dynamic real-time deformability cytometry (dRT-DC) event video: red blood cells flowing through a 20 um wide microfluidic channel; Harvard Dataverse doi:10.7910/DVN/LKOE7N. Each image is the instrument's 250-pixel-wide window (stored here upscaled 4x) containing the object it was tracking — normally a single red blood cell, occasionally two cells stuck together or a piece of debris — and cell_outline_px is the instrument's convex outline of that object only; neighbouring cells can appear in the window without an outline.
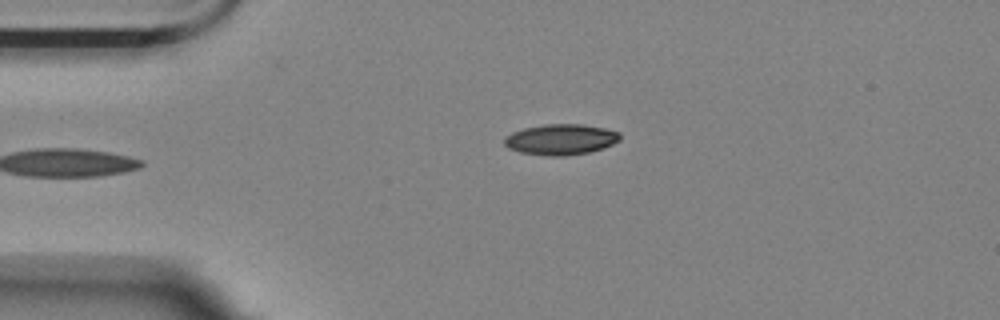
{"species": "Egyptian fruit bat (a non-hibernating species)", "species_latin": "Rousettus aegyptiacus", "temperature_condition": "room temperature", "stored_images_in_passage": 2, "camera_frame_rate_fps": 3000, "um_per_image_px": 0.085, "animal": {"sex": "female"}, "frame": {"image": 1, "passage_image": 2, "time_ms": 0.333, "image_size_px": [1000, 320], "cell_outline_px": [[620, 140], [604, 148], [588, 152], [564, 156], [552, 156], [520, 152], [508, 148], [504, 144], [504, 136], [512, 132], [524, 128], [544, 124], [584, 124], [604, 128], [620, 132]], "centroid_in_image_um": [47.66, 11.84], "position_along_channel_um": 37.3, "area_um2": 20.75}}